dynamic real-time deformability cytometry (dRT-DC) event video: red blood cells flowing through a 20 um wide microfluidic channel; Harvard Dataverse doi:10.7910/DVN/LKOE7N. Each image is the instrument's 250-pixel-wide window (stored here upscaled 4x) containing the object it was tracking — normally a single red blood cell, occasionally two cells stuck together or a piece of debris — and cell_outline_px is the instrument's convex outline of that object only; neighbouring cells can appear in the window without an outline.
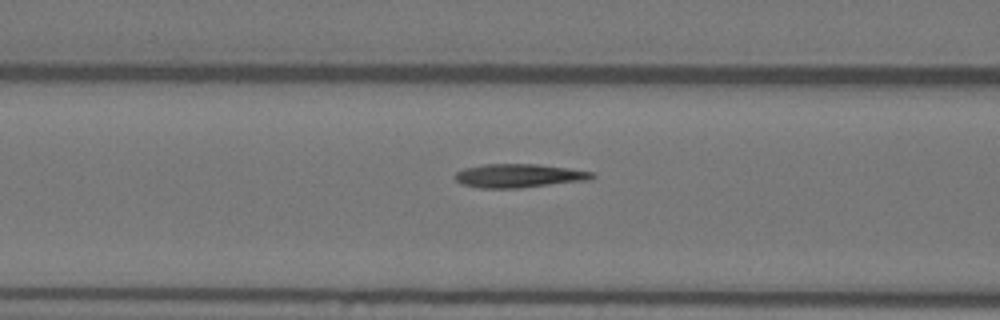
{"species": "Egyptian fruit bat (a non-hibernating species)", "species_latin": "Rousettus aegyptiacus", "temperature_condition": "warm", "stored_images_in_passage": 55, "camera_frame_rate_fps": 3000, "um_per_image_px": 0.085, "animal": {"sex": "female"}, "frame": {"image": 1, "passage_image": 22, "time_ms": 7.0, "image_size_px": [1000, 320], "cell_outline_px": [[596, 176], [584, 180], [520, 188], [480, 188], [460, 184], [452, 176], [456, 172], [464, 168], [484, 164], [536, 164], [568, 168], [596, 172]], "centroid_in_image_um": [44.04, 14.93], "position_along_channel_um": 122.6, "area_um2": 18.9}}
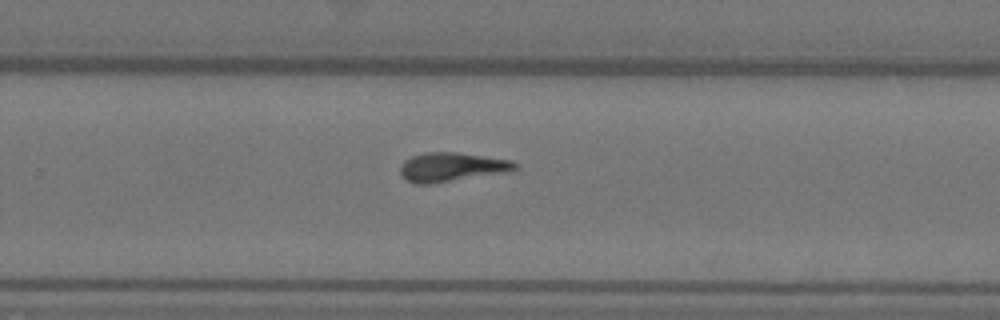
{"frame": {"image": 2, "passage_image": 36, "time_ms": 11.667, "image_size_px": [1000, 320], "cell_outline_px": [[516, 168], [500, 172], [428, 184], [416, 184], [408, 180], [400, 172], [400, 164], [404, 160], [412, 156], [424, 152], [456, 152], [512, 160], [516, 164]], "centroid_in_image_um": [38.3, 14.17], "position_along_channel_um": 291.5, "area_um2": 18.79}}
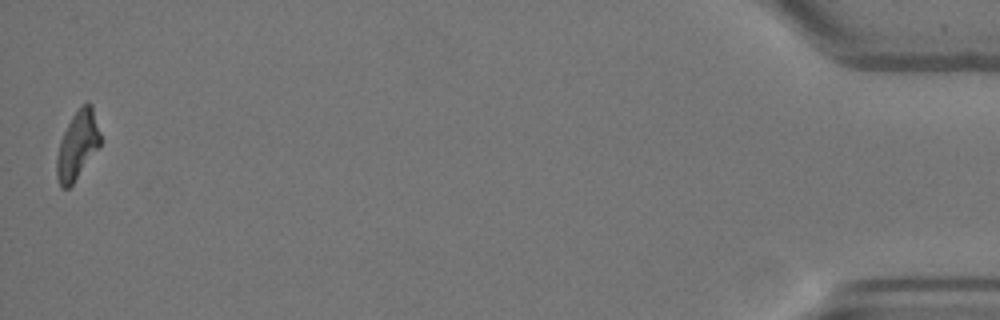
{"frame": {"image": 3, "passage_image": 55, "time_ms": 18.0, "image_size_px": [1000, 320], "cell_outline_px": [[104, 140], [72, 184], [68, 188], [60, 188], [56, 176], [56, 156], [60, 140], [72, 116], [88, 100], [92, 104]], "centroid_in_image_um": [6.61, 12.32], "position_along_channel_um": 428.6, "area_um2": 17.57}, "authors_computed_cell_mechanics": {"area_um2": 18.2648, "velocity_mm_per_s": 3.6331, "shape_relaxation_time_tau1_ms": null, "shape_relaxation_time_tau2_ms": 3.8749, "deformation_change_tau1": null, "deformation_change_tau2": 0.1466}}